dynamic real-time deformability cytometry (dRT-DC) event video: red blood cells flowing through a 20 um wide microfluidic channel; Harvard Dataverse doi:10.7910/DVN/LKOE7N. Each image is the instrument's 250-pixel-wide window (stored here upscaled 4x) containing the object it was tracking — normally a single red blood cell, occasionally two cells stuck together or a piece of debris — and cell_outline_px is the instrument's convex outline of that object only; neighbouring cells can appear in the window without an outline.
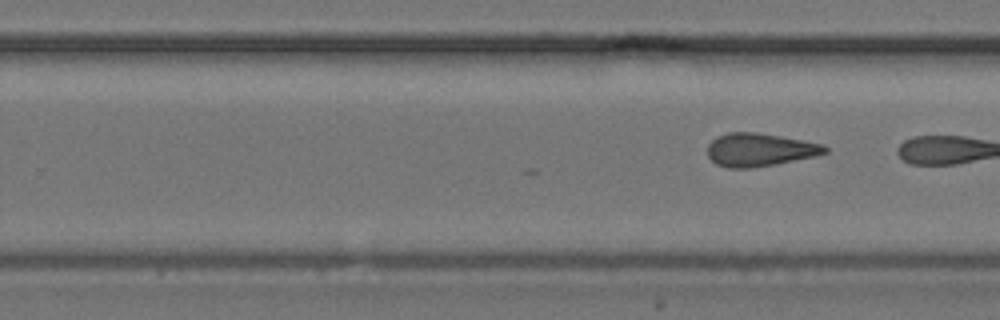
{"species": "common noctule bat (a hibernating species)", "species_latin": "Nyctalus noctula", "temperature_condition": "cold", "stored_images_in_passage": 28, "camera_frame_rate_fps": 3000, "um_per_image_px": 0.085, "animal": {"sex": "female", "body_mass_g": 24.6, "forearm_length_mm": 56.2}, "frame": {"image": 1, "passage_image": 28, "time_ms": 9.0, "image_size_px": [1000, 320], "cell_outline_px": [[828, 152], [816, 156], [776, 164], [752, 168], [728, 168], [716, 164], [708, 156], [708, 144], [716, 136], [728, 132], [756, 132], [780, 136], [824, 144], [828, 148]], "centroid_in_image_um": [64.57, 12.73], "position_along_channel_um": 265.2, "area_um2": 22.77}}